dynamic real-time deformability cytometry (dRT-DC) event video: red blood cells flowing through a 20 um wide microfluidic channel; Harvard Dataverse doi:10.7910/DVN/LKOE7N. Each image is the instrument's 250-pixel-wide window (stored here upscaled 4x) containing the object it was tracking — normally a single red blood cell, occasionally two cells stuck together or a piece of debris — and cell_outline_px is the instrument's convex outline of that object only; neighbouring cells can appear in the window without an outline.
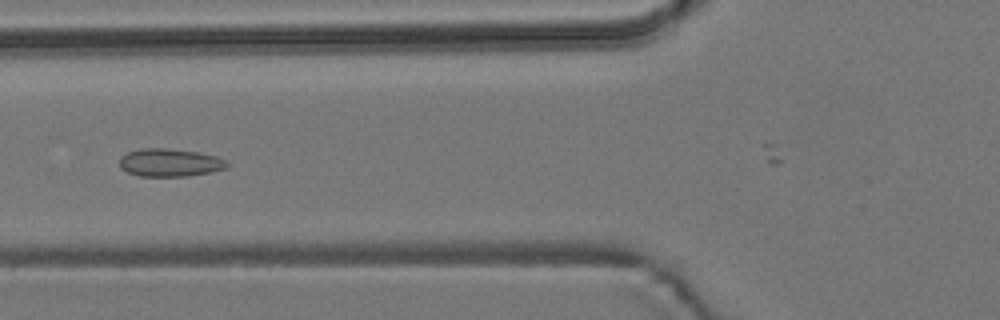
{"species": "common noctule bat (a hibernating species)", "species_latin": "Nyctalus noctula", "temperature_condition": "room temperature", "stored_images_in_passage": 6, "camera_frame_rate_fps": 3000, "um_per_image_px": 0.085, "animal": {"sex": "male", "body_mass_g": 19.2, "forearm_length_mm": 51.8}, "frame": {"image": 1, "passage_image": 2, "time_ms": 1.333, "image_size_px": [1000, 320], "cell_outline_px": [[228, 164], [224, 168], [212, 172], [188, 176], [140, 176], [128, 172], [120, 168], [120, 156], [128, 152], [140, 148], [164, 148], [196, 152], [216, 156], [228, 160]], "centroid_in_image_um": [14.42, 13.82], "position_along_channel_um": 111.4, "area_um2": 17.46}}
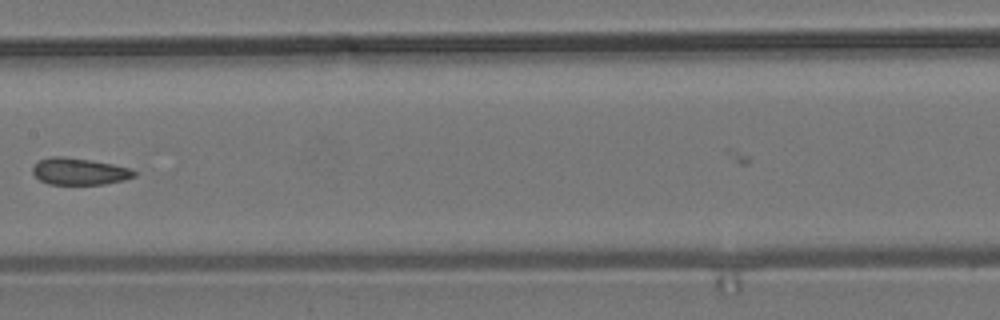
{"frame": {"image": 2, "passage_image": 4, "time_ms": 3.667, "image_size_px": [1000, 320], "cell_outline_px": [[136, 176], [124, 180], [104, 184], [48, 184], [40, 180], [32, 172], [32, 168], [40, 160], [52, 156], [64, 156], [92, 160], [132, 168], [136, 172]], "centroid_in_image_um": [6.77, 14.57], "position_along_channel_um": 200.6, "area_um2": 15.9}}
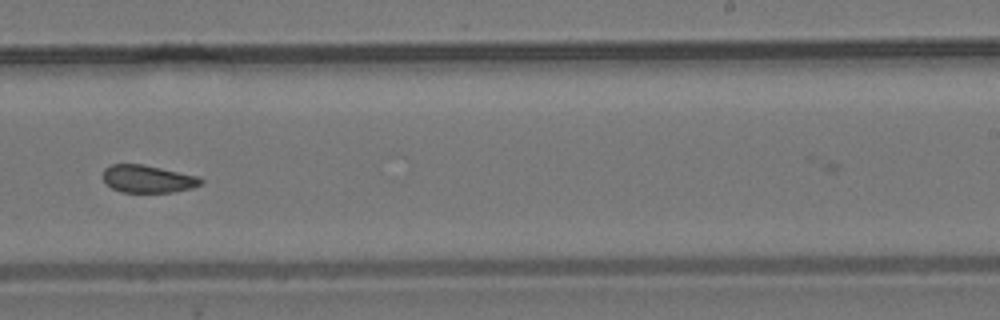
{"frame": {"image": 3, "passage_image": 6, "time_ms": 5.667, "image_size_px": [1000, 320], "cell_outline_px": [[204, 180], [200, 184], [192, 188], [172, 192], [120, 192], [112, 188], [104, 180], [104, 168], [112, 164], [140, 164], [200, 176]], "centroid_in_image_um": [12.58, 15.21], "position_along_channel_um": 276.4, "area_um2": 15.61}}